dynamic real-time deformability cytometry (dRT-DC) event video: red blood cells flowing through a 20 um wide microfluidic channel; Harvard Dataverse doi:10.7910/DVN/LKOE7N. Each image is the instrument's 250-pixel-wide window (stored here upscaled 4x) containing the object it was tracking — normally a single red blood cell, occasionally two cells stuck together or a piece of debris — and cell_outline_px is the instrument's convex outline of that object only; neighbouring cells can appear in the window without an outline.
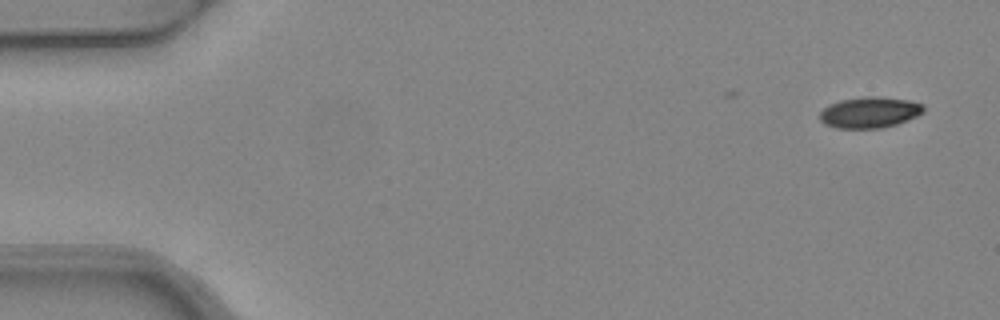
{"species": "common noctule bat (a hibernating species)", "species_latin": "Nyctalus noctula", "temperature_condition": "warm", "stored_images_in_passage": 2, "camera_frame_rate_fps": 3000, "um_per_image_px": 0.085, "animal": {"sex": "female", "body_mass_g": 24.6, "forearm_length_mm": 56.2}, "frame": {"image": 1, "passage_image": 2, "time_ms": 0.333, "image_size_px": [1000, 320], "cell_outline_px": [[924, 112], [916, 116], [896, 124], [880, 128], [836, 128], [824, 124], [820, 120], [820, 112], [828, 104], [840, 100], [868, 96], [872, 96], [908, 100], [924, 104]], "centroid_in_image_um": [73.9, 9.55], "position_along_channel_um": 11.1, "area_um2": 18.67}}